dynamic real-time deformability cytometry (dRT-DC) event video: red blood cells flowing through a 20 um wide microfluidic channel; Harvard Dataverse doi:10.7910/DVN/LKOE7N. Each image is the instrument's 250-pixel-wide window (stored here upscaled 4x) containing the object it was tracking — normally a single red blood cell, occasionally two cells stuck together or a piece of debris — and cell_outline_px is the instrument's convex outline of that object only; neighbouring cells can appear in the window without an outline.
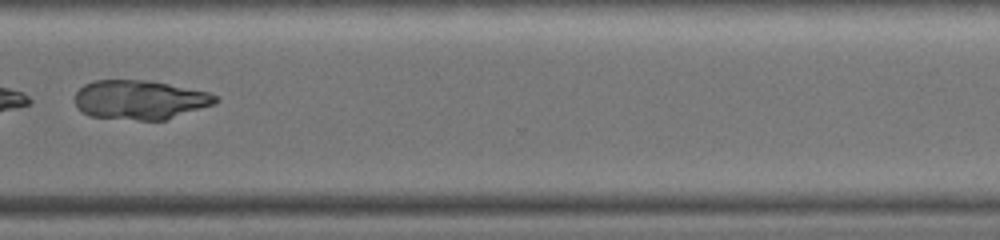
{"species": "common noctule bat (a hibernating species)", "species_latin": "Nyctalus noctula", "temperature_condition": "warm", "stored_images_in_passage": 38, "camera_frame_rate_fps": 3000, "um_per_image_px": 0.085, "animal": {"sex": "female", "body_mass_g": 19.0, "forearm_length_mm": 51.5}, "frame": {"image": 1, "passage_image": 31, "time_ms": 8.667, "image_size_px": [1000, 240], "cell_outline_px": [[220, 100], [216, 104], [164, 120], [140, 120], [88, 116], [76, 108], [72, 100], [76, 92], [84, 84], [92, 80], [148, 80], [208, 92], [220, 96]], "centroid_in_image_um": [11.87, 8.48], "position_along_channel_um": 358.7, "area_um2": 32.48}}